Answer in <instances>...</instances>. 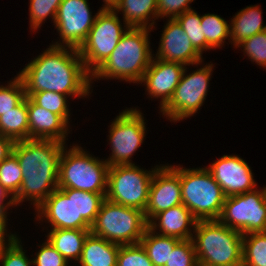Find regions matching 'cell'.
<instances>
[{"label":"cell","mask_w":266,"mask_h":266,"mask_svg":"<svg viewBox=\"0 0 266 266\" xmlns=\"http://www.w3.org/2000/svg\"><path fill=\"white\" fill-rule=\"evenodd\" d=\"M155 169L145 171L134 164L109 166L105 198L144 212Z\"/></svg>","instance_id":"9"},{"label":"cell","mask_w":266,"mask_h":266,"mask_svg":"<svg viewBox=\"0 0 266 266\" xmlns=\"http://www.w3.org/2000/svg\"><path fill=\"white\" fill-rule=\"evenodd\" d=\"M116 266H154L140 243L121 245Z\"/></svg>","instance_id":"33"},{"label":"cell","mask_w":266,"mask_h":266,"mask_svg":"<svg viewBox=\"0 0 266 266\" xmlns=\"http://www.w3.org/2000/svg\"><path fill=\"white\" fill-rule=\"evenodd\" d=\"M8 86H0V116L15 108L25 97L22 79L17 76Z\"/></svg>","instance_id":"32"},{"label":"cell","mask_w":266,"mask_h":266,"mask_svg":"<svg viewBox=\"0 0 266 266\" xmlns=\"http://www.w3.org/2000/svg\"><path fill=\"white\" fill-rule=\"evenodd\" d=\"M206 169L220 185L226 197L250 192L256 188L250 167L238 156L224 155Z\"/></svg>","instance_id":"16"},{"label":"cell","mask_w":266,"mask_h":266,"mask_svg":"<svg viewBox=\"0 0 266 266\" xmlns=\"http://www.w3.org/2000/svg\"><path fill=\"white\" fill-rule=\"evenodd\" d=\"M182 26L194 48L202 55L206 50V39L201 27V17L190 9L175 18Z\"/></svg>","instance_id":"30"},{"label":"cell","mask_w":266,"mask_h":266,"mask_svg":"<svg viewBox=\"0 0 266 266\" xmlns=\"http://www.w3.org/2000/svg\"><path fill=\"white\" fill-rule=\"evenodd\" d=\"M89 234L90 229H52L47 240L67 261H78Z\"/></svg>","instance_id":"22"},{"label":"cell","mask_w":266,"mask_h":266,"mask_svg":"<svg viewBox=\"0 0 266 266\" xmlns=\"http://www.w3.org/2000/svg\"><path fill=\"white\" fill-rule=\"evenodd\" d=\"M120 245L90 233L84 243L80 266H116Z\"/></svg>","instance_id":"21"},{"label":"cell","mask_w":266,"mask_h":266,"mask_svg":"<svg viewBox=\"0 0 266 266\" xmlns=\"http://www.w3.org/2000/svg\"><path fill=\"white\" fill-rule=\"evenodd\" d=\"M8 195L9 193L7 192V190L0 185V213H6L5 211L7 210L8 206L15 205L13 197H11V199L8 203H6V205H3V201L6 197H9Z\"/></svg>","instance_id":"42"},{"label":"cell","mask_w":266,"mask_h":266,"mask_svg":"<svg viewBox=\"0 0 266 266\" xmlns=\"http://www.w3.org/2000/svg\"><path fill=\"white\" fill-rule=\"evenodd\" d=\"M194 0H157L158 17L175 19L177 16L190 10L189 3Z\"/></svg>","instance_id":"39"},{"label":"cell","mask_w":266,"mask_h":266,"mask_svg":"<svg viewBox=\"0 0 266 266\" xmlns=\"http://www.w3.org/2000/svg\"><path fill=\"white\" fill-rule=\"evenodd\" d=\"M77 146L61 152L58 188L106 193L109 165Z\"/></svg>","instance_id":"8"},{"label":"cell","mask_w":266,"mask_h":266,"mask_svg":"<svg viewBox=\"0 0 266 266\" xmlns=\"http://www.w3.org/2000/svg\"><path fill=\"white\" fill-rule=\"evenodd\" d=\"M61 44H52L18 74L27 97L42 91L74 97L88 95L93 78L89 76L78 49L68 48L70 51H67Z\"/></svg>","instance_id":"1"},{"label":"cell","mask_w":266,"mask_h":266,"mask_svg":"<svg viewBox=\"0 0 266 266\" xmlns=\"http://www.w3.org/2000/svg\"><path fill=\"white\" fill-rule=\"evenodd\" d=\"M29 97L38 106H41L54 114L60 115L68 123L70 115L66 95L52 91H42L32 93Z\"/></svg>","instance_id":"31"},{"label":"cell","mask_w":266,"mask_h":266,"mask_svg":"<svg viewBox=\"0 0 266 266\" xmlns=\"http://www.w3.org/2000/svg\"><path fill=\"white\" fill-rule=\"evenodd\" d=\"M26 256L18 238L12 244L0 250L2 266H30L32 261Z\"/></svg>","instance_id":"37"},{"label":"cell","mask_w":266,"mask_h":266,"mask_svg":"<svg viewBox=\"0 0 266 266\" xmlns=\"http://www.w3.org/2000/svg\"><path fill=\"white\" fill-rule=\"evenodd\" d=\"M147 227L143 211L105 198L90 233L121 246L139 243Z\"/></svg>","instance_id":"7"},{"label":"cell","mask_w":266,"mask_h":266,"mask_svg":"<svg viewBox=\"0 0 266 266\" xmlns=\"http://www.w3.org/2000/svg\"><path fill=\"white\" fill-rule=\"evenodd\" d=\"M65 143L50 139L16 141L12 152L22 169V183L13 198L15 205L33 200L37 208L58 188L59 162Z\"/></svg>","instance_id":"2"},{"label":"cell","mask_w":266,"mask_h":266,"mask_svg":"<svg viewBox=\"0 0 266 266\" xmlns=\"http://www.w3.org/2000/svg\"><path fill=\"white\" fill-rule=\"evenodd\" d=\"M179 176L184 204L199 220H218L226 196L206 168L183 169L170 166Z\"/></svg>","instance_id":"6"},{"label":"cell","mask_w":266,"mask_h":266,"mask_svg":"<svg viewBox=\"0 0 266 266\" xmlns=\"http://www.w3.org/2000/svg\"><path fill=\"white\" fill-rule=\"evenodd\" d=\"M22 169L16 155L12 152L0 163V185L14 198L21 188Z\"/></svg>","instance_id":"29"},{"label":"cell","mask_w":266,"mask_h":266,"mask_svg":"<svg viewBox=\"0 0 266 266\" xmlns=\"http://www.w3.org/2000/svg\"><path fill=\"white\" fill-rule=\"evenodd\" d=\"M87 0H62L59 5L55 27L60 32L62 43L68 48L79 49L95 23Z\"/></svg>","instance_id":"14"},{"label":"cell","mask_w":266,"mask_h":266,"mask_svg":"<svg viewBox=\"0 0 266 266\" xmlns=\"http://www.w3.org/2000/svg\"><path fill=\"white\" fill-rule=\"evenodd\" d=\"M185 70L184 64L163 61L156 58L151 60L140 82H144L150 96H161V109L172 98Z\"/></svg>","instance_id":"18"},{"label":"cell","mask_w":266,"mask_h":266,"mask_svg":"<svg viewBox=\"0 0 266 266\" xmlns=\"http://www.w3.org/2000/svg\"><path fill=\"white\" fill-rule=\"evenodd\" d=\"M181 194L180 176L170 166L156 167L144 210L146 221L149 223L158 213L182 204Z\"/></svg>","instance_id":"15"},{"label":"cell","mask_w":266,"mask_h":266,"mask_svg":"<svg viewBox=\"0 0 266 266\" xmlns=\"http://www.w3.org/2000/svg\"><path fill=\"white\" fill-rule=\"evenodd\" d=\"M212 66L206 64L187 76L185 68L172 98L161 109L163 115L170 118V121H179L196 113L207 96Z\"/></svg>","instance_id":"12"},{"label":"cell","mask_w":266,"mask_h":266,"mask_svg":"<svg viewBox=\"0 0 266 266\" xmlns=\"http://www.w3.org/2000/svg\"><path fill=\"white\" fill-rule=\"evenodd\" d=\"M260 8L256 6H247L242 9L231 21L230 38L234 46L251 36L266 30L263 26Z\"/></svg>","instance_id":"23"},{"label":"cell","mask_w":266,"mask_h":266,"mask_svg":"<svg viewBox=\"0 0 266 266\" xmlns=\"http://www.w3.org/2000/svg\"><path fill=\"white\" fill-rule=\"evenodd\" d=\"M149 28H129L108 59L90 76L140 82L152 60Z\"/></svg>","instance_id":"4"},{"label":"cell","mask_w":266,"mask_h":266,"mask_svg":"<svg viewBox=\"0 0 266 266\" xmlns=\"http://www.w3.org/2000/svg\"><path fill=\"white\" fill-rule=\"evenodd\" d=\"M116 10L123 12L125 28H149L152 30L154 22L149 24L151 28L147 27L149 18H158L157 0H121Z\"/></svg>","instance_id":"24"},{"label":"cell","mask_w":266,"mask_h":266,"mask_svg":"<svg viewBox=\"0 0 266 266\" xmlns=\"http://www.w3.org/2000/svg\"><path fill=\"white\" fill-rule=\"evenodd\" d=\"M194 230L192 240L198 266L242 265L243 235L239 231L219 220H199Z\"/></svg>","instance_id":"5"},{"label":"cell","mask_w":266,"mask_h":266,"mask_svg":"<svg viewBox=\"0 0 266 266\" xmlns=\"http://www.w3.org/2000/svg\"><path fill=\"white\" fill-rule=\"evenodd\" d=\"M62 0H30V24L32 29H38L48 16L55 22L57 11ZM52 15V16H51Z\"/></svg>","instance_id":"34"},{"label":"cell","mask_w":266,"mask_h":266,"mask_svg":"<svg viewBox=\"0 0 266 266\" xmlns=\"http://www.w3.org/2000/svg\"><path fill=\"white\" fill-rule=\"evenodd\" d=\"M0 134L14 142L29 139L27 96L15 108L0 116Z\"/></svg>","instance_id":"25"},{"label":"cell","mask_w":266,"mask_h":266,"mask_svg":"<svg viewBox=\"0 0 266 266\" xmlns=\"http://www.w3.org/2000/svg\"><path fill=\"white\" fill-rule=\"evenodd\" d=\"M201 56L179 22L170 18L162 33L156 59L179 62L184 65H198L202 62Z\"/></svg>","instance_id":"17"},{"label":"cell","mask_w":266,"mask_h":266,"mask_svg":"<svg viewBox=\"0 0 266 266\" xmlns=\"http://www.w3.org/2000/svg\"><path fill=\"white\" fill-rule=\"evenodd\" d=\"M242 249V266H266V232L244 234Z\"/></svg>","instance_id":"27"},{"label":"cell","mask_w":266,"mask_h":266,"mask_svg":"<svg viewBox=\"0 0 266 266\" xmlns=\"http://www.w3.org/2000/svg\"><path fill=\"white\" fill-rule=\"evenodd\" d=\"M105 195L57 188L36 208L37 216H45L52 229H90Z\"/></svg>","instance_id":"3"},{"label":"cell","mask_w":266,"mask_h":266,"mask_svg":"<svg viewBox=\"0 0 266 266\" xmlns=\"http://www.w3.org/2000/svg\"><path fill=\"white\" fill-rule=\"evenodd\" d=\"M116 12L99 10L87 38L78 49L83 64L90 74L108 59L129 29L123 30Z\"/></svg>","instance_id":"10"},{"label":"cell","mask_w":266,"mask_h":266,"mask_svg":"<svg viewBox=\"0 0 266 266\" xmlns=\"http://www.w3.org/2000/svg\"><path fill=\"white\" fill-rule=\"evenodd\" d=\"M141 114L136 108L127 109L110 125L112 155L105 160L109 166L133 164L129 159L143 143L146 131Z\"/></svg>","instance_id":"13"},{"label":"cell","mask_w":266,"mask_h":266,"mask_svg":"<svg viewBox=\"0 0 266 266\" xmlns=\"http://www.w3.org/2000/svg\"><path fill=\"white\" fill-rule=\"evenodd\" d=\"M14 141L0 134V163L4 161L13 150Z\"/></svg>","instance_id":"40"},{"label":"cell","mask_w":266,"mask_h":266,"mask_svg":"<svg viewBox=\"0 0 266 266\" xmlns=\"http://www.w3.org/2000/svg\"><path fill=\"white\" fill-rule=\"evenodd\" d=\"M43 244L38 253H36L37 257H35V259L32 260V264L36 266L68 265V261L50 244L48 240Z\"/></svg>","instance_id":"38"},{"label":"cell","mask_w":266,"mask_h":266,"mask_svg":"<svg viewBox=\"0 0 266 266\" xmlns=\"http://www.w3.org/2000/svg\"><path fill=\"white\" fill-rule=\"evenodd\" d=\"M201 27L206 39V50L220 47L225 42L223 40L230 37V25L218 15H202Z\"/></svg>","instance_id":"28"},{"label":"cell","mask_w":266,"mask_h":266,"mask_svg":"<svg viewBox=\"0 0 266 266\" xmlns=\"http://www.w3.org/2000/svg\"><path fill=\"white\" fill-rule=\"evenodd\" d=\"M6 214L7 213H0V250L10 244H12L16 239V235L11 234L8 239V244L5 243V231L6 230Z\"/></svg>","instance_id":"41"},{"label":"cell","mask_w":266,"mask_h":266,"mask_svg":"<svg viewBox=\"0 0 266 266\" xmlns=\"http://www.w3.org/2000/svg\"><path fill=\"white\" fill-rule=\"evenodd\" d=\"M179 241L180 239L175 237L155 234L154 230L147 227L139 243L154 266H165L170 253Z\"/></svg>","instance_id":"26"},{"label":"cell","mask_w":266,"mask_h":266,"mask_svg":"<svg viewBox=\"0 0 266 266\" xmlns=\"http://www.w3.org/2000/svg\"><path fill=\"white\" fill-rule=\"evenodd\" d=\"M239 46L243 47L248 58L266 67V30L243 40L237 45Z\"/></svg>","instance_id":"36"},{"label":"cell","mask_w":266,"mask_h":266,"mask_svg":"<svg viewBox=\"0 0 266 266\" xmlns=\"http://www.w3.org/2000/svg\"><path fill=\"white\" fill-rule=\"evenodd\" d=\"M263 189L226 197L218 220L242 235L266 232V187Z\"/></svg>","instance_id":"11"},{"label":"cell","mask_w":266,"mask_h":266,"mask_svg":"<svg viewBox=\"0 0 266 266\" xmlns=\"http://www.w3.org/2000/svg\"><path fill=\"white\" fill-rule=\"evenodd\" d=\"M121 0H104L105 4L100 11H116L119 6Z\"/></svg>","instance_id":"43"},{"label":"cell","mask_w":266,"mask_h":266,"mask_svg":"<svg viewBox=\"0 0 266 266\" xmlns=\"http://www.w3.org/2000/svg\"><path fill=\"white\" fill-rule=\"evenodd\" d=\"M29 139H50L65 143L67 122L57 114L38 106L27 97Z\"/></svg>","instance_id":"19"},{"label":"cell","mask_w":266,"mask_h":266,"mask_svg":"<svg viewBox=\"0 0 266 266\" xmlns=\"http://www.w3.org/2000/svg\"><path fill=\"white\" fill-rule=\"evenodd\" d=\"M165 266H198L193 240H180L170 253Z\"/></svg>","instance_id":"35"},{"label":"cell","mask_w":266,"mask_h":266,"mask_svg":"<svg viewBox=\"0 0 266 266\" xmlns=\"http://www.w3.org/2000/svg\"><path fill=\"white\" fill-rule=\"evenodd\" d=\"M158 220V224L156 221ZM197 219L192 215L191 211L184 205L169 208L161 213H158L149 223L148 227L152 230L160 228L162 232L159 235L171 236L180 240L192 239L193 234L188 226H196ZM158 226V227H157Z\"/></svg>","instance_id":"20"}]
</instances>
